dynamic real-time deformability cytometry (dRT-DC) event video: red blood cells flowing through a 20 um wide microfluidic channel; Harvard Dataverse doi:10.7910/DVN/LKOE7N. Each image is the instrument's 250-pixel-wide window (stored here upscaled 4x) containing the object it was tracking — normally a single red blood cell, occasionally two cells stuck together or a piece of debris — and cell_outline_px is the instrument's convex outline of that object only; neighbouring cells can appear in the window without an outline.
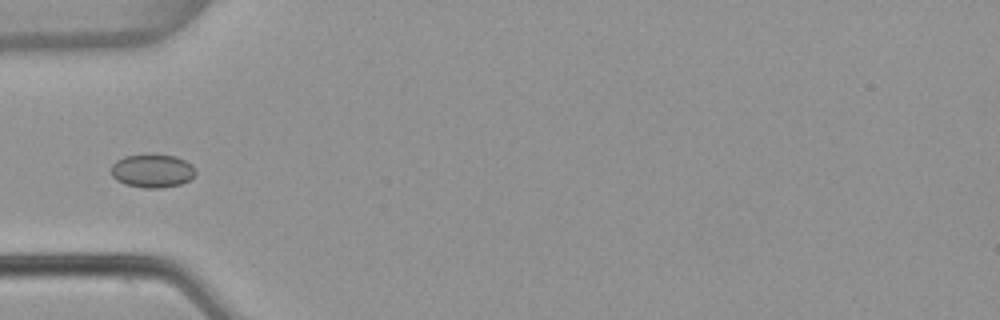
{"species": "common noctule bat (a hibernating species)", "species_latin": "Nyctalus noctula", "temperature_condition": "warm", "stored_images_in_passage": 4, "camera_frame_rate_fps": 3000, "um_per_image_px": 0.085, "animal": {"sex": "female", "body_mass_g": 22.7, "forearm_length_mm": 54.2}, "frame": {"image": 1, "passage_image": 4, "time_ms": 1.0, "image_size_px": [1000, 320], "cell_outline_px": [[196, 176], [180, 184], [160, 188], [144, 188], [124, 184], [116, 180], [112, 176], [112, 164], [116, 160], [124, 156], [176, 156], [192, 164], [196, 168]], "centroid_in_image_um": [12.97, 14.55], "position_along_channel_um": 72.0, "area_um2": 16.24}}